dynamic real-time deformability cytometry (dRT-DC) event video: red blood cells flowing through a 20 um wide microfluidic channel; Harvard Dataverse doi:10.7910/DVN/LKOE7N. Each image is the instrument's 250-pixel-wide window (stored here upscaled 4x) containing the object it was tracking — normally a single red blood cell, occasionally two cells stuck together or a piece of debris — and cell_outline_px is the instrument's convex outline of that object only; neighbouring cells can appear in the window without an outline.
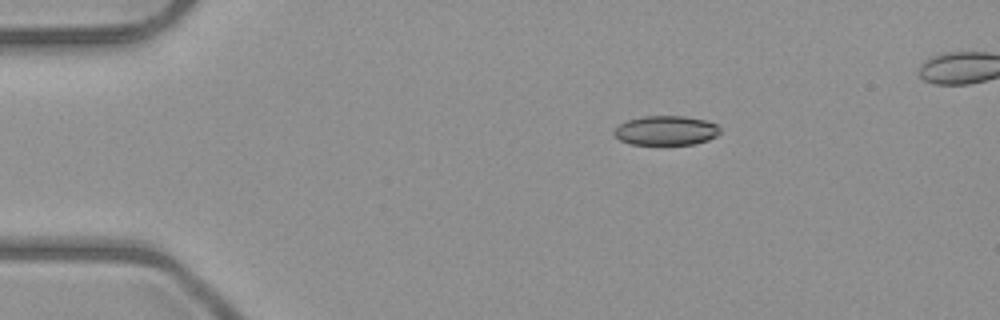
{"species": "common noctule bat (a hibernating species)", "species_latin": "Nyctalus noctula", "temperature_condition": "room temperature", "stored_images_in_passage": 7, "camera_frame_rate_fps": 3000, "um_per_image_px": 0.085, "animal": {"sex": "male", "body_mass_g": 23.1, "forearm_length_mm": 52.7}, "frame": {"image": 1, "passage_image": 3, "time_ms": 2.333, "image_size_px": [1000, 320], "cell_outline_px": [[720, 132], [716, 136], [708, 140], [696, 144], [632, 144], [620, 140], [612, 132], [620, 124], [628, 120], [644, 116], [684, 116], [704, 120], [716, 124], [720, 128]], "centroid_in_image_um": [56.62, 11.09], "position_along_channel_um": 28.4, "area_um2": 18.03}}
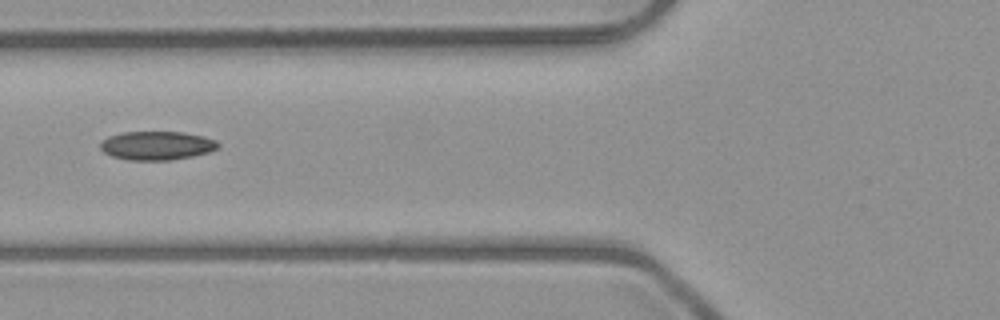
{"frame": {"image": 2, "passage_image": 6, "time_ms": 6.0, "image_size_px": [1000, 320], "cell_outline_px": [[220, 144], [216, 148], [208, 152], [192, 156], [172, 160], [128, 160], [112, 156], [104, 152], [100, 148], [100, 144], [108, 136], [124, 132], [184, 132], [204, 136], [216, 140]], "centroid_in_image_um": [13.33, 12.37], "position_along_channel_um": 112.5, "area_um2": 19.65}}
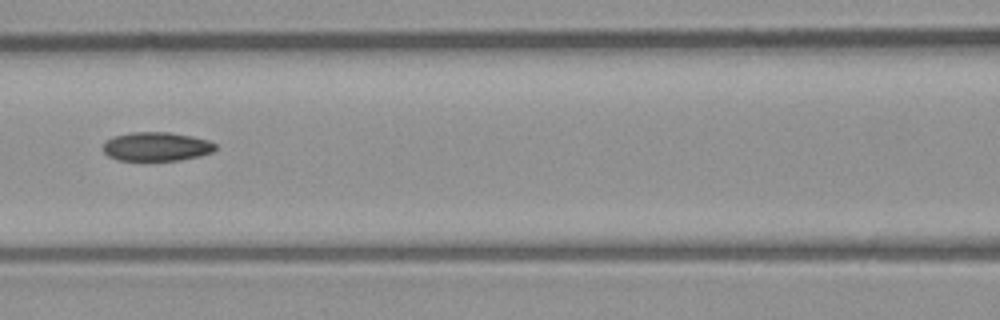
{"frame": {"image": 3, "passage_image": 7, "time_ms": 7.0, "image_size_px": [1000, 320], "cell_outline_px": [[216, 148], [212, 152], [200, 156], [180, 160], [116, 160], [108, 156], [104, 152], [104, 144], [108, 140], [116, 136], [132, 132], [168, 132], [192, 136], [208, 140], [216, 144]], "centroid_in_image_um": [13.33, 12.46], "position_along_channel_um": 153.3, "area_um2": 18.79}}